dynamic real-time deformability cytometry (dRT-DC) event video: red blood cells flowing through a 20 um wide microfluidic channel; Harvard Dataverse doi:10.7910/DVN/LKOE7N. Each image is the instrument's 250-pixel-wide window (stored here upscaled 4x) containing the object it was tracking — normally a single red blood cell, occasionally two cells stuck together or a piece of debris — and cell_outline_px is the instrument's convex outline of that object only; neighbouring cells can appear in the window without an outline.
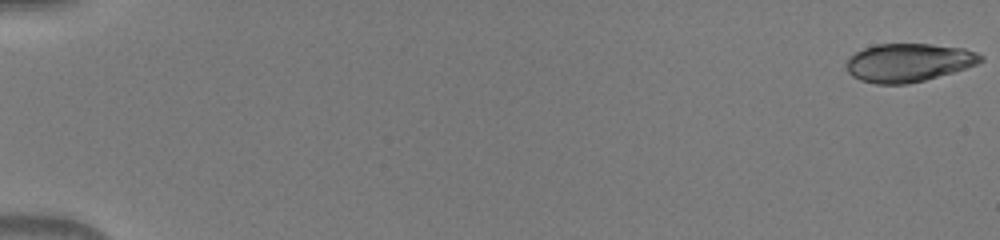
{"species": "human", "species_latin": "Homo sapiens", "temperature_condition": "warm", "stored_images_in_passage": 51, "camera_frame_rate_fps": 3000, "um_per_image_px": 0.085, "donor": {"sex": "male"}, "frame": {"image": 1, "passage_image": 1, "time_ms": 0.0, "image_size_px": [1000, 240], "cell_outline_px": [[984, 60], [976, 64], [952, 72], [924, 80], [908, 84], [876, 84], [860, 80], [852, 76], [844, 68], [844, 64], [848, 56], [864, 48], [876, 44], [932, 44], [964, 48], [976, 52], [984, 56]], "centroid_in_image_um": [77.17, 5.31], "position_along_channel_um": 7.8, "area_um2": 30.17}}
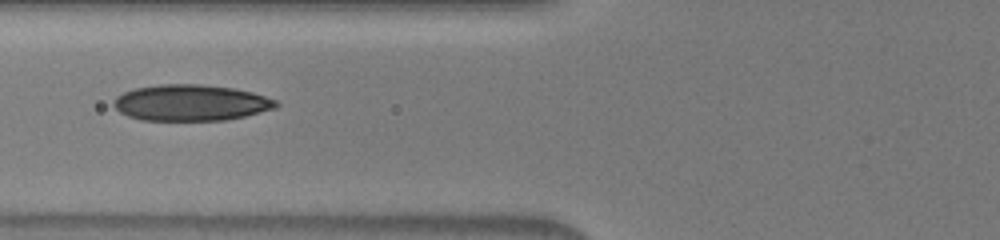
{"frame": {"image": 2, "passage_image": 22, "time_ms": 7.0, "image_size_px": [1000, 240], "cell_outline_px": [[280, 104], [276, 108], [228, 120], [140, 120], [128, 116], [120, 112], [112, 104], [112, 100], [116, 96], [124, 92], [136, 88], [160, 84], [200, 84], [232, 88], [252, 92], [276, 100]], "centroid_in_image_um": [16.2, 8.73], "position_along_channel_um": 109.6, "area_um2": 34.22}}
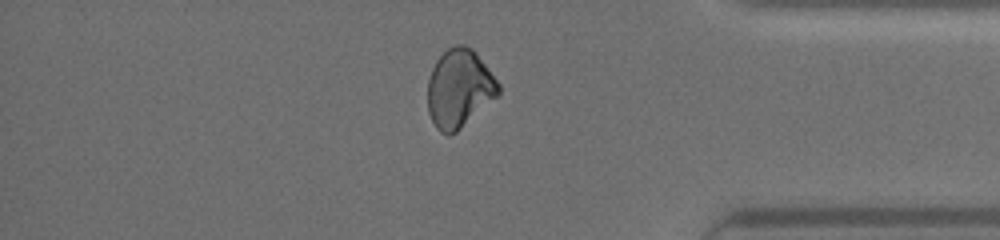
{"frame": {"image": 3, "passage_image": 44, "time_ms": 14.333, "image_size_px": [1000, 240], "cell_outline_px": [[500, 92], [496, 96], [456, 132], [448, 136], [440, 132], [436, 128], [428, 112], [428, 80], [432, 68], [436, 60], [448, 48], [456, 44], [464, 44], [472, 48], [476, 52], [500, 84]], "centroid_in_image_um": [39.02, 7.5], "position_along_channel_um": 396.2, "area_um2": 32.08}}